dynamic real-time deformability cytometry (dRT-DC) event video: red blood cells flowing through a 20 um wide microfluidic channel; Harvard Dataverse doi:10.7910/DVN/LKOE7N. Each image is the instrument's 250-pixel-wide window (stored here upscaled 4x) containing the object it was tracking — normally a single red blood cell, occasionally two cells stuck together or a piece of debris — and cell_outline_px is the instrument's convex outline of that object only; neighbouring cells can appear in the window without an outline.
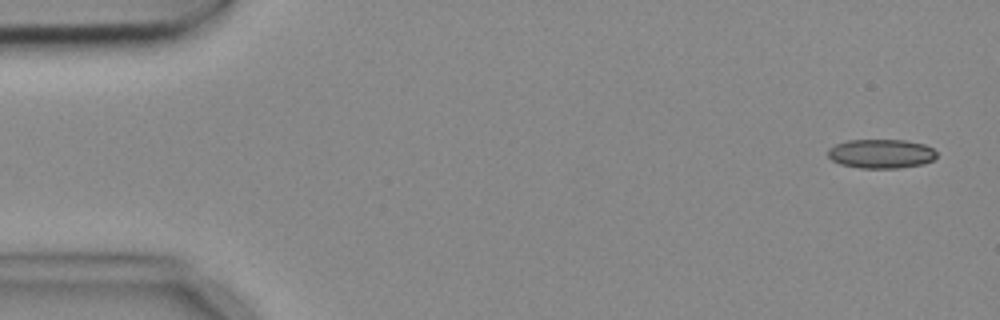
{"species": "common noctule bat (a hibernating species)", "species_latin": "Nyctalus noctula", "temperature_condition": "cold", "stored_images_in_passage": 3, "camera_frame_rate_fps": 3000, "um_per_image_px": 0.085, "animal": {"sex": "female", "body_mass_g": 18.4}, "frame": {"image": 1, "passage_image": 1, "time_ms": 0.0, "image_size_px": [1000, 320], "cell_outline_px": [[936, 156], [932, 160], [924, 164], [900, 168], [860, 168], [840, 164], [832, 160], [828, 156], [828, 148], [836, 144], [848, 140], [904, 140], [924, 144], [932, 148], [936, 152]], "centroid_in_image_um": [74.89, 13.07], "position_along_channel_um": 10.1, "area_um2": 18.5}}